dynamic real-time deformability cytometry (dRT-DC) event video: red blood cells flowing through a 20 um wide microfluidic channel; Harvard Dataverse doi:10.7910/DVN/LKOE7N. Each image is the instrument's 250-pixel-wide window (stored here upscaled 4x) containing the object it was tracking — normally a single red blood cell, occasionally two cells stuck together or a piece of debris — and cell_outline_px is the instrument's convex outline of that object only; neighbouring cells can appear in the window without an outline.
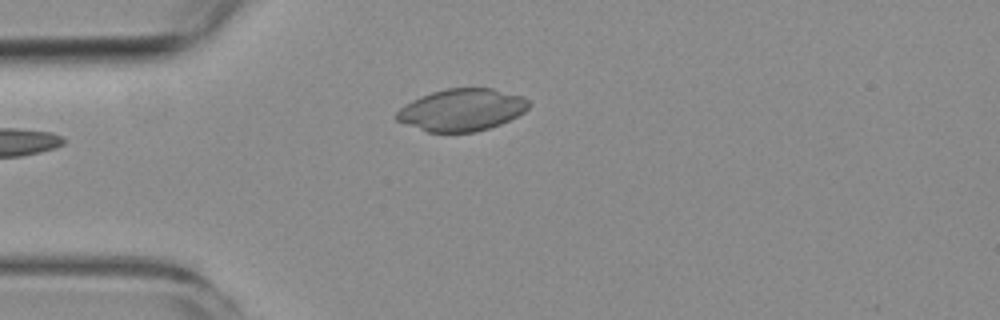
{"species": "common noctule bat (a hibernating species)", "species_latin": "Nyctalus noctula", "temperature_condition": "room temperature", "stored_images_in_passage": 2, "camera_frame_rate_fps": 3000, "um_per_image_px": 0.085, "animal": {"sex": "female", "body_mass_g": 19.3, "forearm_length_mm": 54.1}, "frame": {"image": 1, "passage_image": 2, "time_ms": 1.667, "image_size_px": [1000, 320], "cell_outline_px": [[532, 104], [524, 112], [500, 124], [488, 128], [472, 132], [428, 132], [396, 120], [392, 116], [404, 104], [420, 96], [432, 92], [448, 88], [492, 88], [520, 96], [528, 100]], "centroid_in_image_um": [39.22, 9.33], "position_along_channel_um": 45.8, "area_um2": 32.31}}